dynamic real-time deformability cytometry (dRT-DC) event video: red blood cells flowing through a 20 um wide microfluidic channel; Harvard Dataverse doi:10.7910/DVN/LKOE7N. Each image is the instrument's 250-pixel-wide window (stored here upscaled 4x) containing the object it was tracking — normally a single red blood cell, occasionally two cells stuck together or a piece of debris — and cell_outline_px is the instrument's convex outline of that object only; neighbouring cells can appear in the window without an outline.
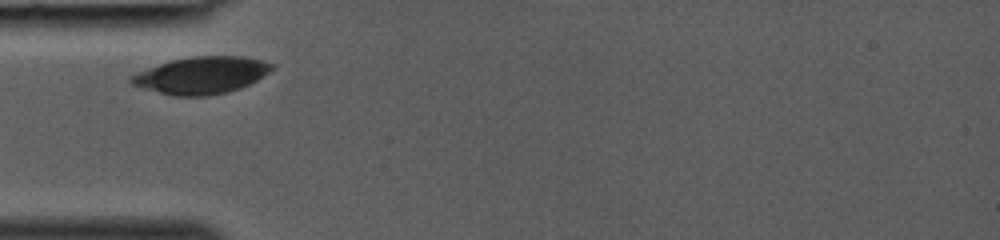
{"species": "common noctule bat (a hibernating species)", "species_latin": "Nyctalus noctula", "temperature_condition": "room temperature", "stored_images_in_passage": 23, "camera_frame_rate_fps": 3000, "um_per_image_px": 0.085, "animal": {"sex": "female", "body_mass_g": 19.0, "forearm_length_mm": 53.3}, "frame": {"image": 1, "passage_image": 1, "time_ms": 0.0, "image_size_px": [1000, 240], "cell_outline_px": [[276, 64], [268, 72], [256, 80], [240, 88], [228, 92], [208, 96], [172, 96], [144, 88], [132, 84], [128, 80], [128, 76], [136, 72], [172, 60], [192, 56], [240, 56], [260, 60]], "centroid_in_image_um": [17.09, 6.4], "position_along_channel_um": 67.9, "area_um2": 30.23}}
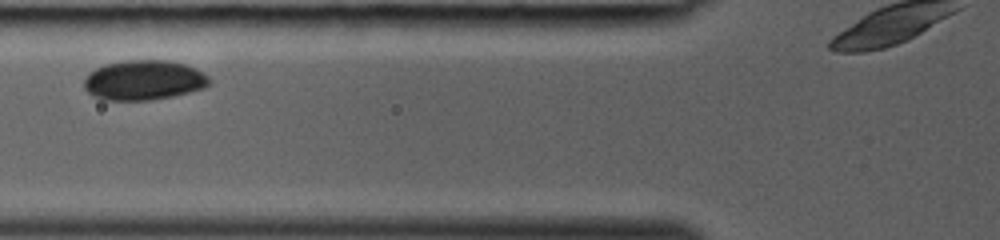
{"frame": {"image": 2, "passage_image": 4, "time_ms": 1.0, "image_size_px": [1000, 240], "cell_outline_px": [[212, 80], [204, 88], [172, 96], [152, 100], [104, 100], [92, 96], [84, 88], [84, 80], [88, 72], [104, 64], [124, 60], [168, 60], [184, 64], [196, 68], [208, 76]], "centroid_in_image_um": [12.2, 6.81], "position_along_channel_um": 113.6, "area_um2": 29.3}}
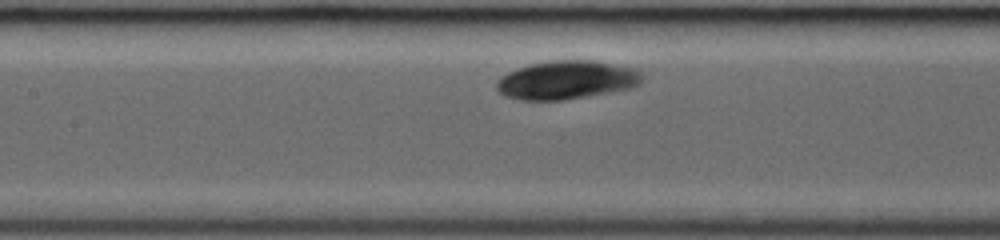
{"frame": {"image": 3, "passage_image": 7, "time_ms": 2.0, "image_size_px": [1000, 240], "cell_outline_px": [[644, 76], [640, 84], [632, 88], [564, 100], [520, 100], [504, 96], [496, 88], [496, 84], [508, 72], [516, 68], [548, 60], [596, 60], [632, 68], [640, 72]], "centroid_in_image_um": [48.18, 6.8], "position_along_channel_um": 159.2, "area_um2": 32.66}}